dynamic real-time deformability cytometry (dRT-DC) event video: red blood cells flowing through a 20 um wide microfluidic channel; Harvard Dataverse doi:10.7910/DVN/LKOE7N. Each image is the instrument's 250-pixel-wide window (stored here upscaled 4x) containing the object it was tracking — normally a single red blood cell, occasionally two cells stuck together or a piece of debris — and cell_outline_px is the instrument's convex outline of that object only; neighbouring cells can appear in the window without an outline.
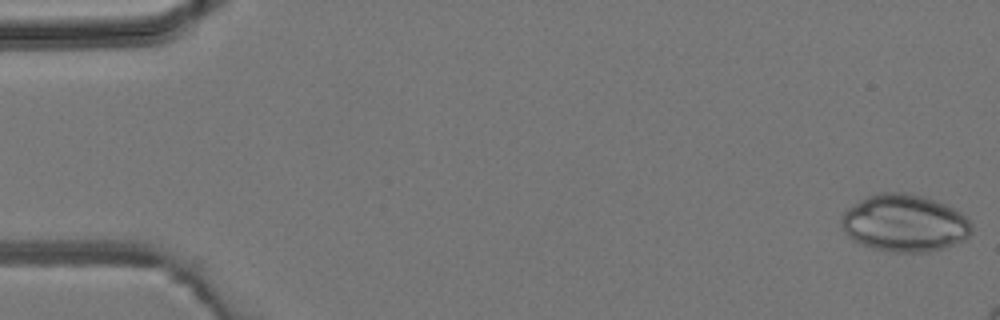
{"species": "common noctule bat (a hibernating species)", "species_latin": "Nyctalus noctula", "temperature_condition": "room temperature", "stored_images_in_passage": 6, "camera_frame_rate_fps": 3000, "um_per_image_px": 0.085, "animal": {"sex": "male", "body_mass_g": 19.2, "forearm_length_mm": 51.8}, "frame": {"image": 1, "passage_image": 1, "time_ms": 0.0, "image_size_px": [1000, 320], "cell_outline_px": [[972, 232], [964, 240], [944, 248], [928, 252], [892, 252], [876, 248], [852, 240], [844, 232], [840, 220], [844, 212], [848, 208], [860, 200], [868, 196], [880, 192], [904, 192], [924, 196], [948, 204], [960, 212], [972, 224]], "centroid_in_image_um": [76.9, 18.95], "position_along_channel_um": 8.1, "area_um2": 43.52}}